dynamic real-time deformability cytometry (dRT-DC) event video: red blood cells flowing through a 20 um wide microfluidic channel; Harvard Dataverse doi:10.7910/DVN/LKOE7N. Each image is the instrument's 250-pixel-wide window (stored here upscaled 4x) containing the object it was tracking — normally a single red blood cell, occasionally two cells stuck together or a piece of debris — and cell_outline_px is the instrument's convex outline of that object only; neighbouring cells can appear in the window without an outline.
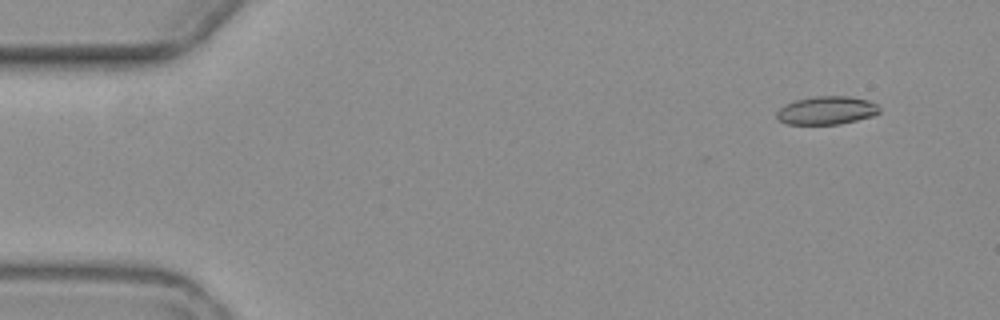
{"species": "common noctule bat (a hibernating species)", "species_latin": "Nyctalus noctula", "temperature_condition": "warm", "stored_images_in_passage": 6, "camera_frame_rate_fps": 3000, "um_per_image_px": 0.085, "animal": {"sex": "female", "body_mass_g": 19.3, "forearm_length_mm": 54.1}, "frame": {"image": 1, "passage_image": 2, "time_ms": 1.333, "image_size_px": [1000, 320], "cell_outline_px": [[880, 112], [872, 116], [840, 124], [788, 124], [776, 120], [776, 112], [784, 104], [796, 100], [812, 96], [848, 96], [868, 100], [876, 104], [880, 108]], "centroid_in_image_um": [70.23, 9.38], "position_along_channel_um": 14.8, "area_um2": 16.99}}
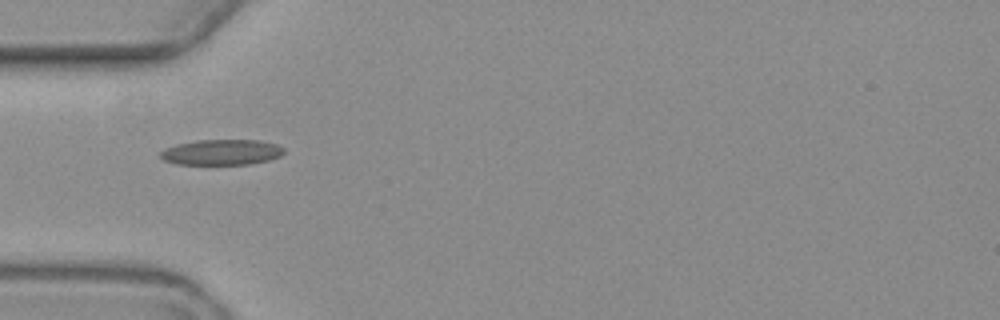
{"frame": {"image": 2, "passage_image": 6, "time_ms": 6.0, "image_size_px": [1000, 320], "cell_outline_px": [[284, 152], [280, 156], [268, 160], [252, 164], [176, 164], [164, 160], [160, 156], [160, 152], [164, 148], [176, 144], [196, 140], [260, 140], [276, 144], [284, 148]], "centroid_in_image_um": [18.83, 12.93], "position_along_channel_um": 66.2, "area_um2": 18.44}}